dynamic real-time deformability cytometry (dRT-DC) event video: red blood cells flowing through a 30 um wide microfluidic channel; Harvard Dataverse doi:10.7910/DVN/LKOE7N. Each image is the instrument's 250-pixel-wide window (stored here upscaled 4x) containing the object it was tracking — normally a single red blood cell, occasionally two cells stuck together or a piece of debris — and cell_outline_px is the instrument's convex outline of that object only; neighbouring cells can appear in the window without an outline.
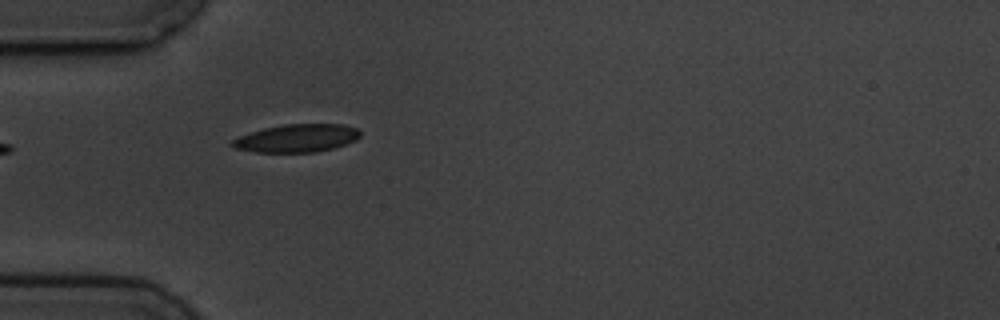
{"species": "common noctule bat (a hibernating species)", "species_latin": "Nyctalus noctula", "temperature_condition": "cold", "stored_images_in_passage": 2, "camera_frame_rate_fps": 3000, "um_per_image_px": 0.085, "animal": {"sex": "male", "body_mass_g": 19.5, "forearm_length_mm": 54.6}, "frame": {"image": 1, "passage_image": 1, "time_ms": 0.0, "image_size_px": [1000, 320], "cell_outline_px": [[360, 136], [356, 140], [332, 148], [316, 152], [256, 152], [236, 148], [228, 144], [232, 140], [240, 136], [264, 128], [284, 124], [344, 124], [356, 128], [360, 132]], "centroid_in_image_um": [25.23, 11.74], "position_along_channel_um": 59.8, "area_um2": 20.69}}
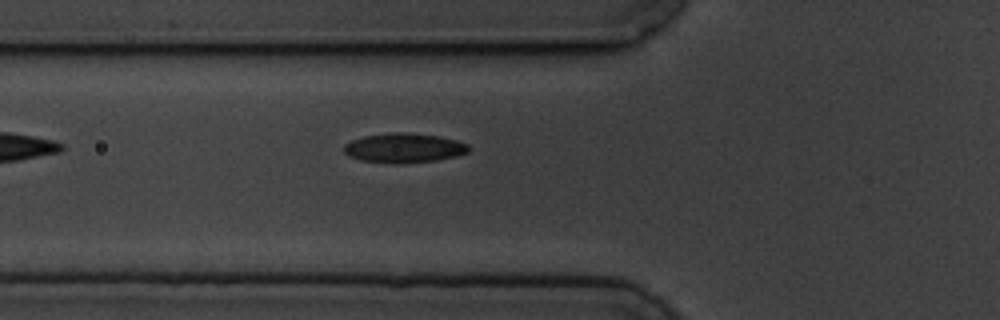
{"frame": {"image": 2, "passage_image": 2, "time_ms": 1.0, "image_size_px": [1000, 320], "cell_outline_px": [[468, 152], [456, 156], [436, 160], [360, 160], [348, 156], [344, 152], [344, 144], [352, 140], [364, 136], [392, 132], [400, 132], [436, 136], [456, 140], [468, 144]], "centroid_in_image_um": [34.33, 12.52], "position_along_channel_um": 91.5, "area_um2": 20.17}}